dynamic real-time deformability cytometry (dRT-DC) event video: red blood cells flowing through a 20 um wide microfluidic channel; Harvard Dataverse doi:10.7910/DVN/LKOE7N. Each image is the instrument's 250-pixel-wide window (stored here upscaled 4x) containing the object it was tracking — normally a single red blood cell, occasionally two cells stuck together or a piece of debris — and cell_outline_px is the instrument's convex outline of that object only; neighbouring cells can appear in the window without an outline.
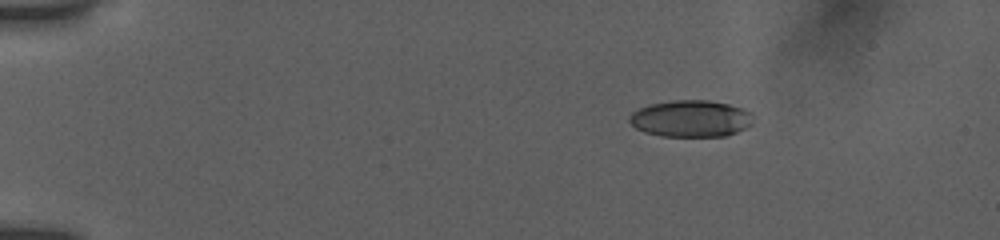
{"species": "human", "species_latin": "Homo sapiens", "temperature_condition": "room temperature", "stored_images_in_passage": 10, "camera_frame_rate_fps": 3000, "um_per_image_px": 0.085, "donor": {"sex": "female"}, "frame": {"image": 1, "passage_image": 1, "time_ms": 0.0, "image_size_px": [1000, 240], "cell_outline_px": [[752, 124], [736, 132], [724, 136], [660, 136], [644, 132], [636, 128], [628, 120], [628, 116], [632, 112], [648, 104], [676, 100], [708, 100], [728, 104], [744, 108], [752, 112]], "centroid_in_image_um": [58.71, 10.07], "position_along_channel_um": 26.3, "area_um2": 26.59}}
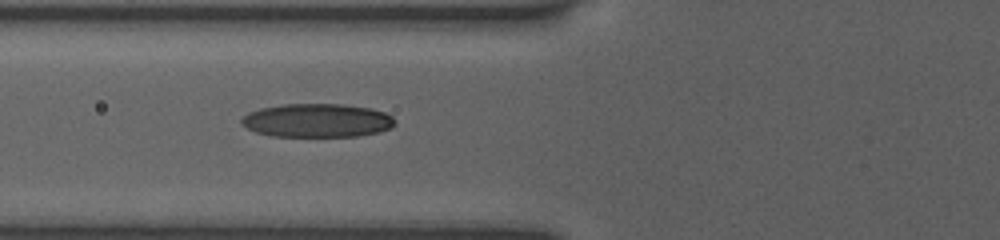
{"frame": {"image": 2, "passage_image": 7, "time_ms": 4.333, "image_size_px": [1000, 240], "cell_outline_px": [[396, 124], [392, 128], [380, 132], [356, 136], [272, 136], [256, 132], [240, 124], [240, 120], [248, 112], [260, 108], [280, 104], [340, 104], [372, 108], [384, 112], [392, 116], [396, 120]], "centroid_in_image_um": [26.97, 10.23], "position_along_channel_um": 98.8, "area_um2": 30.29}}
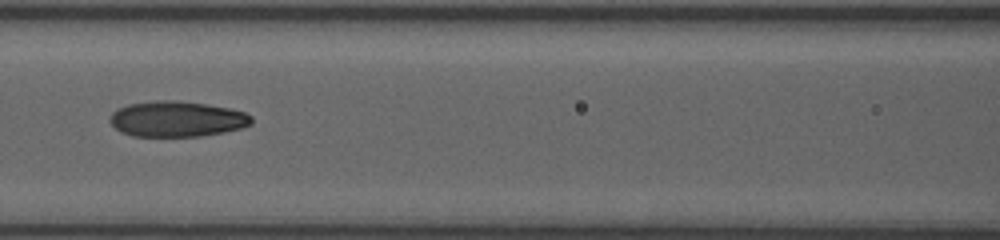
{"frame": {"image": 3, "passage_image": 9, "time_ms": 5.667, "image_size_px": [1000, 240], "cell_outline_px": [[252, 124], [240, 128], [224, 132], [200, 136], [132, 136], [120, 132], [108, 120], [112, 112], [116, 108], [128, 104], [156, 100], [176, 100], [208, 104], [228, 108], [244, 112], [252, 116]], "centroid_in_image_um": [15.01, 10.11], "position_along_channel_um": 151.6, "area_um2": 29.54}}